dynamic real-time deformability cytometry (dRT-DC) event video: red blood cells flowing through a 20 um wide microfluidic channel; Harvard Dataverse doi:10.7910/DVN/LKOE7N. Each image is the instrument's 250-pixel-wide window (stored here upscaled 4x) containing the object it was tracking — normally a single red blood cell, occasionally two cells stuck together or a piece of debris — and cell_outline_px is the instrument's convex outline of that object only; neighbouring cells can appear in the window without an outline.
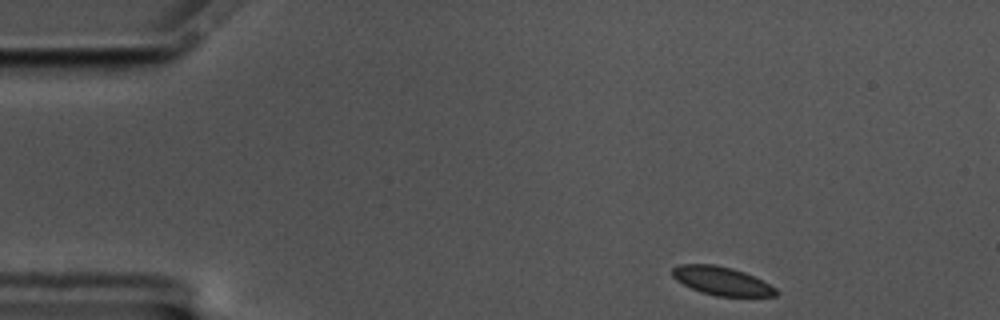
{"species": "common noctule bat (a hibernating species)", "species_latin": "Nyctalus noctula", "temperature_condition": "cold", "stored_images_in_passage": 53, "segment_of_instrument_passage": [1, 2], "camera_frame_rate_fps": 3000, "um_per_image_px": 0.085, "animal": {"sex": "male", "body_mass_g": 17.5, "forearm_length_mm": 52.3}, "frame": {"image": 1, "passage_image": 1, "time_ms": 0.0, "image_size_px": [1000, 320], "cell_outline_px": [[780, 292], [776, 296], [716, 296], [700, 292], [676, 280], [672, 276], [672, 268], [680, 264], [716, 264], [732, 268], [744, 272], [776, 288]], "centroid_in_image_um": [61.33, 23.88], "position_along_channel_um": 23.7, "area_um2": 17.11}}
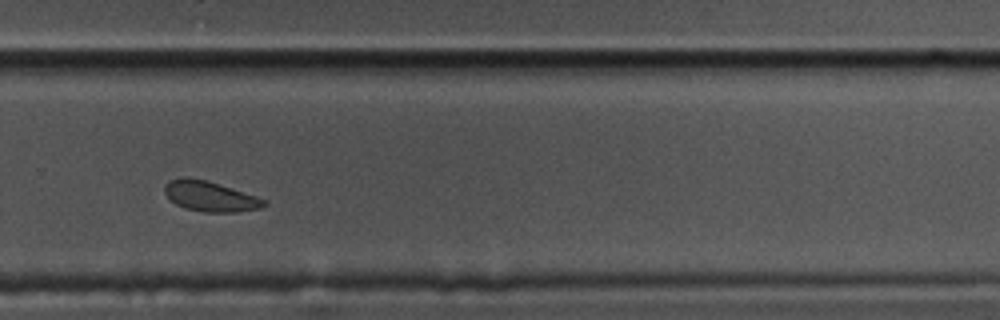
{"frame": {"image": 2, "passage_image": 33, "time_ms": 10.667, "image_size_px": [1000, 320], "cell_outline_px": [[268, 204], [260, 208], [236, 212], [204, 212], [184, 208], [176, 204], [164, 192], [164, 184], [168, 180], [204, 180], [220, 184], [268, 200]], "centroid_in_image_um": [17.92, 16.73], "position_along_channel_um": 311.9, "area_um2": 17.05}}
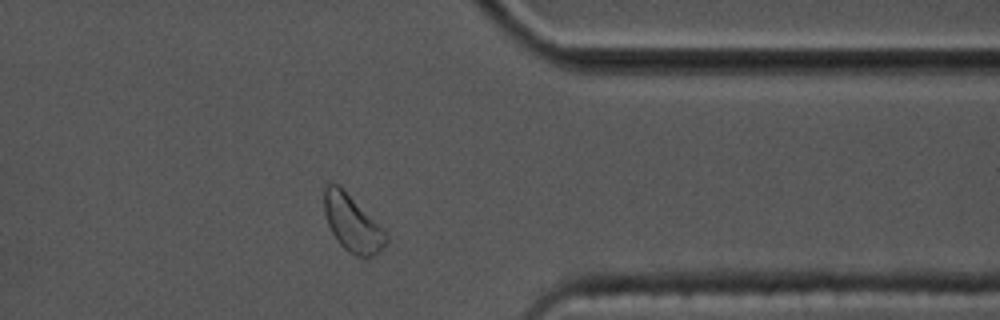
{"frame": {"image": 3, "passage_image": 40, "time_ms": 13.0, "image_size_px": [1000, 320], "cell_outline_px": [[388, 240], [372, 256], [356, 256], [348, 252], [336, 240], [328, 224], [324, 212], [324, 184], [340, 184], [344, 188], [388, 236]], "centroid_in_image_um": [29.88, 18.94], "position_along_channel_um": 381.5, "area_um2": 19.94}}